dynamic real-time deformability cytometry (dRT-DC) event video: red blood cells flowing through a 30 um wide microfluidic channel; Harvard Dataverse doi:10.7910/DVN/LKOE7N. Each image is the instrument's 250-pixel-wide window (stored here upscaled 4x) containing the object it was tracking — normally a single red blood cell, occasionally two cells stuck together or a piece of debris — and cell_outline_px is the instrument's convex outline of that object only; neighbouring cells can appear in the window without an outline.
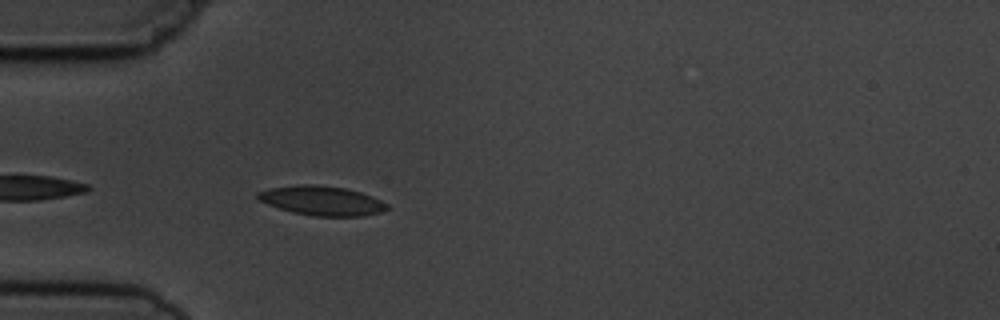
{"species": "common noctule bat (a hibernating species)", "species_latin": "Nyctalus noctula", "temperature_condition": "cold", "stored_images_in_passage": 4, "camera_frame_rate_fps": 3000, "um_per_image_px": 0.085, "animal": {"sex": "male", "body_mass_g": 19.5, "forearm_length_mm": 54.6}, "frame": {"image": 1, "passage_image": 4, "time_ms": 3.333, "image_size_px": [1000, 320], "cell_outline_px": [[392, 208], [380, 212], [360, 216], [312, 216], [292, 212], [256, 200], [256, 192], [268, 188], [300, 184], [316, 184], [348, 188], [372, 196], [388, 204]], "centroid_in_image_um": [27.34, 17.04], "position_along_channel_um": 57.7, "area_um2": 22.43}}